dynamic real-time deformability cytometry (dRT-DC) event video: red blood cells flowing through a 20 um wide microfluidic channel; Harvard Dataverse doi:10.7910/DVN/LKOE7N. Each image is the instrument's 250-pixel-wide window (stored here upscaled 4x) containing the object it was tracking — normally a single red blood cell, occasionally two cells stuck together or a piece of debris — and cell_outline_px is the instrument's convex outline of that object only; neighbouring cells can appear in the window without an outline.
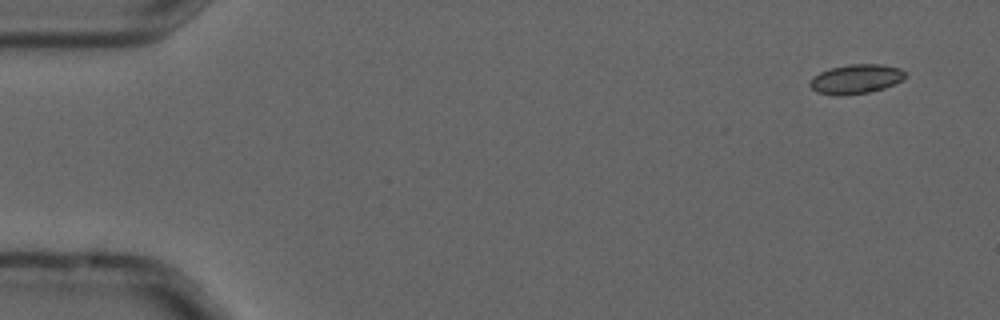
{"species": "common noctule bat (a hibernating species)", "species_latin": "Nyctalus noctula", "temperature_condition": "cold", "stored_images_in_passage": 4, "camera_frame_rate_fps": 3000, "um_per_image_px": 0.085, "animal": {"sex": "male", "forearm_length_mm": 52.5}, "frame": {"image": 1, "passage_image": 1, "time_ms": 0.0, "image_size_px": [1000, 320], "cell_outline_px": [[908, 72], [900, 80], [884, 88], [868, 92], [840, 96], [836, 96], [816, 92], [808, 84], [812, 76], [828, 68], [848, 64], [884, 64], [900, 68]], "centroid_in_image_um": [72.71, 6.71], "position_along_channel_um": 12.3, "area_um2": 16.47}}